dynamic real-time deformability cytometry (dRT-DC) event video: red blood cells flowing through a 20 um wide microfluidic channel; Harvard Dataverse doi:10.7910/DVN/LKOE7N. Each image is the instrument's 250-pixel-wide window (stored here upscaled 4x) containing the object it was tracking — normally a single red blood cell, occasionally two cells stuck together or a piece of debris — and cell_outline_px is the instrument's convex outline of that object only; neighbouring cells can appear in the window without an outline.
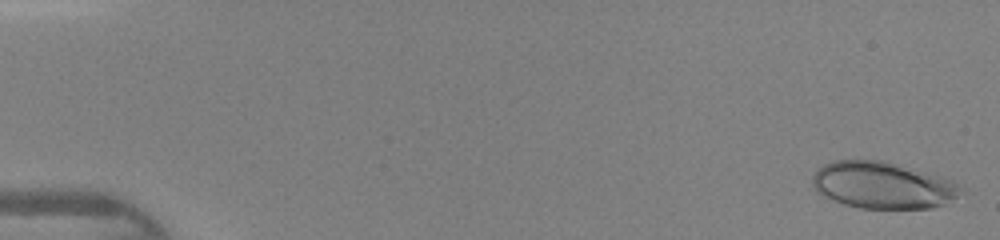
{"species": "human", "species_latin": "Homo sapiens", "temperature_condition": "warm", "stored_images_in_passage": 45, "camera_frame_rate_fps": 3000, "um_per_image_px": 0.085, "donor": {"sex": "female"}, "frame": {"image": 1, "passage_image": 1, "time_ms": 0.0, "image_size_px": [1000, 240], "cell_outline_px": [[964, 192], [944, 204], [932, 208], [860, 208], [844, 204], [820, 196], [812, 188], [812, 176], [824, 164], [836, 160], [884, 160], [944, 176], [952, 180], [964, 188]], "centroid_in_image_um": [75.04, 15.74], "position_along_channel_um": 10.0, "area_um2": 40.92}}
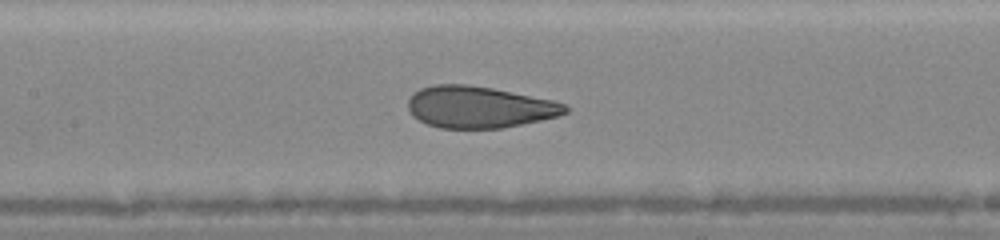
{"frame": {"image": 2, "passage_image": 22, "time_ms": 7.0, "image_size_px": [1000, 240], "cell_outline_px": [[568, 112], [560, 116], [500, 128], [440, 128], [428, 124], [412, 116], [408, 108], [408, 100], [412, 92], [420, 88], [432, 84], [468, 84], [492, 88], [552, 100], [564, 104], [568, 108]], "centroid_in_image_um": [40.69, 9.09], "position_along_channel_um": 166.7, "area_um2": 38.15}}
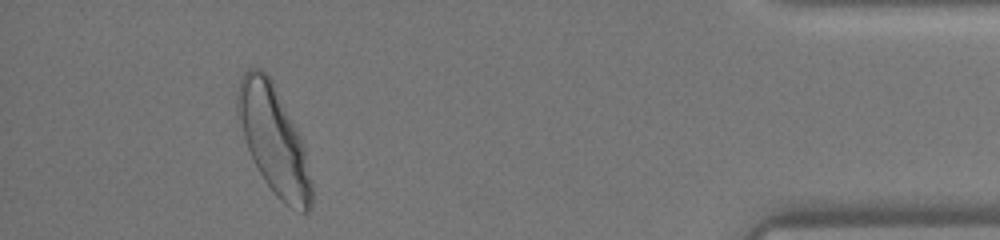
{"frame": {"image": 3, "passage_image": 42, "time_ms": 13.667, "image_size_px": [1000, 240], "cell_outline_px": [[312, 208], [308, 212], [300, 212], [284, 204], [276, 196], [264, 180], [248, 148], [236, 116], [236, 92], [240, 80], [244, 72], [248, 68], [260, 68], [268, 72], [300, 136], [304, 148], [312, 184]], "centroid_in_image_um": [23.25, 11.88], "position_along_channel_um": 411.9, "area_um2": 46.24}}